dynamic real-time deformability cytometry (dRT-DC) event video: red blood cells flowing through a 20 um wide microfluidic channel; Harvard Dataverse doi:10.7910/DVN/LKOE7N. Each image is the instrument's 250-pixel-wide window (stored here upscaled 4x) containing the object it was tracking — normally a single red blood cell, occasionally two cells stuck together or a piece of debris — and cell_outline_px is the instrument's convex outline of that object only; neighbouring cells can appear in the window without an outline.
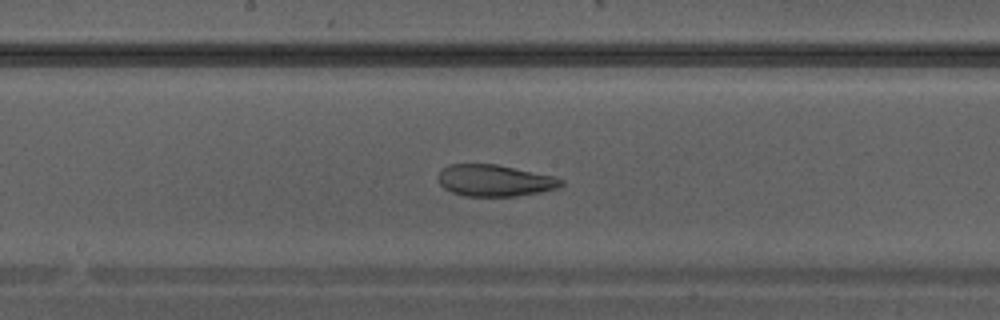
{"species": "Egyptian fruit bat (a non-hibernating species)", "species_latin": "Rousettus aegyptiacus", "temperature_condition": "warm", "stored_images_in_passage": 30, "camera_frame_rate_fps": 3000, "um_per_image_px": 0.085, "animal": {"sex": "male"}, "frame": {"image": 1, "passage_image": 13, "time_ms": 4.0, "image_size_px": [1000, 320], "cell_outline_px": [[564, 184], [556, 188], [540, 192], [516, 196], [464, 196], [452, 192], [444, 188], [440, 184], [436, 176], [448, 164], [496, 164], [552, 176], [564, 180]], "centroid_in_image_um": [42.01, 15.35], "position_along_channel_um": 206.2, "area_um2": 22.54}}